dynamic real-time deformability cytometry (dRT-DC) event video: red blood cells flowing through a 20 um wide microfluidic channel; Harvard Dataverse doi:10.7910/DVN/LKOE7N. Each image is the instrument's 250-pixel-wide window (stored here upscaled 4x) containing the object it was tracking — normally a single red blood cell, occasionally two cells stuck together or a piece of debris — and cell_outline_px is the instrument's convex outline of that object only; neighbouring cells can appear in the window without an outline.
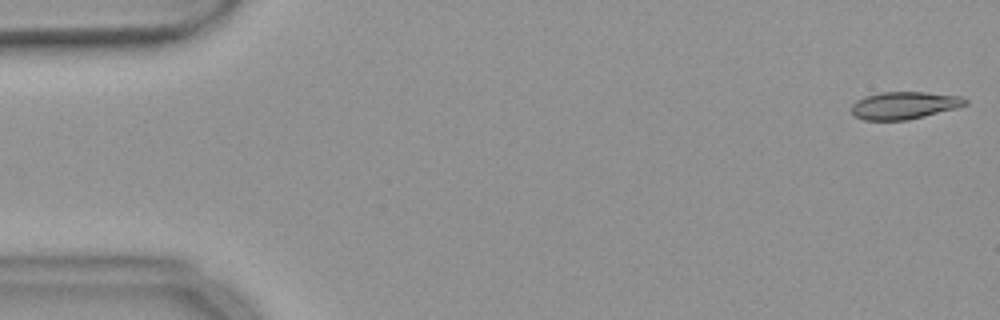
{"species": "common noctule bat (a hibernating species)", "species_latin": "Nyctalus noctula", "temperature_condition": "warm", "stored_images_in_passage": 54, "camera_frame_rate_fps": 3000, "um_per_image_px": 0.085, "animal": {"sex": "female", "body_mass_g": 18.4}, "frame": {"image": 1, "passage_image": 1, "time_ms": 0.0, "image_size_px": [1000, 320], "cell_outline_px": [[968, 104], [956, 108], [908, 120], [864, 120], [856, 116], [852, 112], [852, 104], [856, 100], [868, 96], [884, 92], [924, 92], [964, 96], [968, 100]], "centroid_in_image_um": [76.91, 8.95], "position_along_channel_um": 8.1, "area_um2": 18.09}}
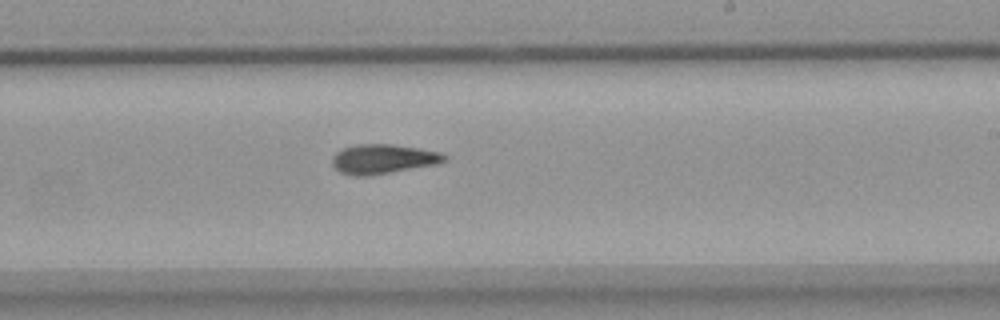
{"frame": {"image": 2, "passage_image": 32, "time_ms": 10.333, "image_size_px": [1000, 320], "cell_outline_px": [[448, 160], [436, 164], [368, 176], [352, 176], [340, 172], [332, 164], [332, 156], [336, 152], [344, 148], [356, 144], [392, 144], [440, 152], [448, 156]], "centroid_in_image_um": [32.55, 13.52], "position_along_channel_um": 256.5, "area_um2": 19.25}}
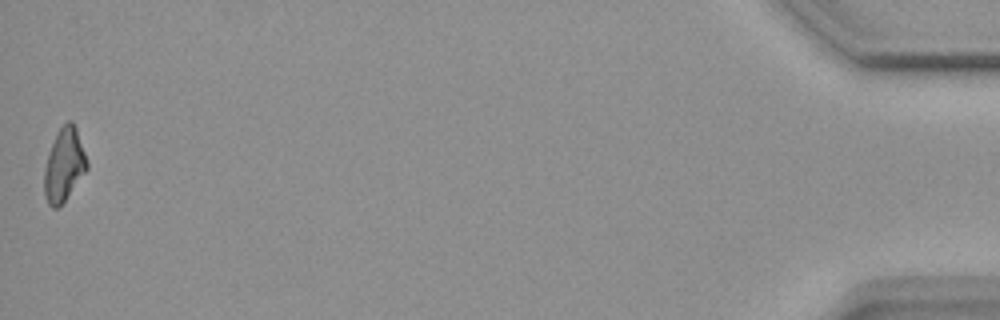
{"frame": {"image": 3, "passage_image": 54, "time_ms": 17.667, "image_size_px": [1000, 320], "cell_outline_px": [[88, 168], [64, 200], [56, 208], [52, 208], [48, 204], [44, 192], [44, 168], [48, 152], [56, 132], [68, 120], [72, 120], [76, 128], [88, 164]], "centroid_in_image_um": [5.42, 13.99], "position_along_channel_um": 429.8, "area_um2": 17.92}}